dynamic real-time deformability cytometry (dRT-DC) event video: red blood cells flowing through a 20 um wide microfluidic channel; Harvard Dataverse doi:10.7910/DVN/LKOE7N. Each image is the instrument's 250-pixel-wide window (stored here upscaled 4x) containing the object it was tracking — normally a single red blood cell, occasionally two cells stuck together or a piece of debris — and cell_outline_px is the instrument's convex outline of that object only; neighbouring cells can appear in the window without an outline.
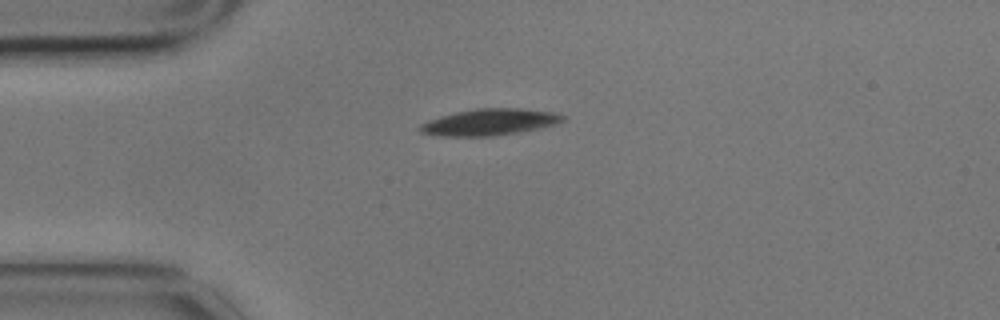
{"species": "common noctule bat (a hibernating species)", "species_latin": "Nyctalus noctula", "temperature_condition": "cold", "stored_images_in_passage": 6, "camera_frame_rate_fps": 3000, "um_per_image_px": 0.085, "animal": {"sex": "male", "body_mass_g": 17.9}, "frame": {"image": 1, "passage_image": 6, "time_ms": 1.667, "image_size_px": [1000, 320], "cell_outline_px": [[564, 120], [556, 124], [540, 128], [520, 132], [492, 136], [440, 136], [420, 132], [416, 128], [420, 124], [428, 120], [440, 116], [456, 112], [476, 108], [520, 108], [552, 112], [564, 116]], "centroid_in_image_um": [41.57, 10.38], "position_along_channel_um": 43.4, "area_um2": 22.08}}